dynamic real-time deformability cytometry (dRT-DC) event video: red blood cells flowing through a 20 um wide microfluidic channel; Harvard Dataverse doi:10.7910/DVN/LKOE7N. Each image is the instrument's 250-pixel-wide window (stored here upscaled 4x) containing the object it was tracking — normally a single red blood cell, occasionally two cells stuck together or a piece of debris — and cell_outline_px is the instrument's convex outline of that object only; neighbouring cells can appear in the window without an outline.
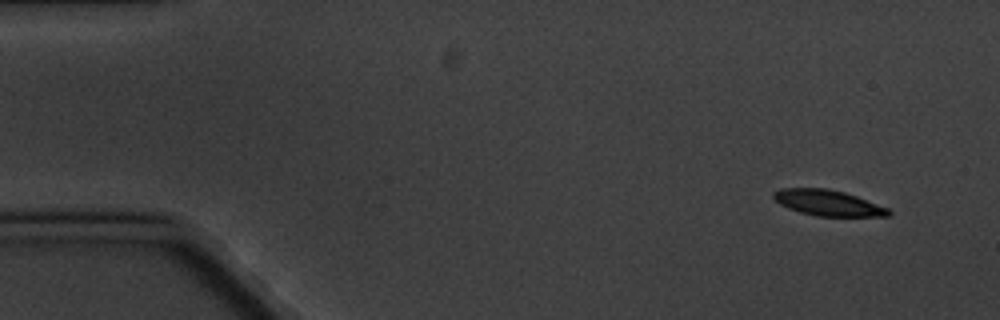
{"species": "common noctule bat (a hibernating species)", "species_latin": "Nyctalus noctula", "temperature_condition": "cold", "stored_images_in_passage": 6, "camera_frame_rate_fps": 3000, "um_per_image_px": 0.085, "animal": {"sex": "male", "body_mass_g": 20.1, "forearm_length_mm": 53.5}, "frame": {"image": 1, "passage_image": 6, "time_ms": 6.667, "image_size_px": [1000, 320], "cell_outline_px": [[892, 216], [816, 216], [800, 212], [788, 208], [780, 204], [772, 196], [772, 192], [780, 188], [828, 188], [844, 192], [856, 196], [888, 208], [892, 212]], "centroid_in_image_um": [70.37, 17.24], "position_along_channel_um": 14.6, "area_um2": 17.28}}